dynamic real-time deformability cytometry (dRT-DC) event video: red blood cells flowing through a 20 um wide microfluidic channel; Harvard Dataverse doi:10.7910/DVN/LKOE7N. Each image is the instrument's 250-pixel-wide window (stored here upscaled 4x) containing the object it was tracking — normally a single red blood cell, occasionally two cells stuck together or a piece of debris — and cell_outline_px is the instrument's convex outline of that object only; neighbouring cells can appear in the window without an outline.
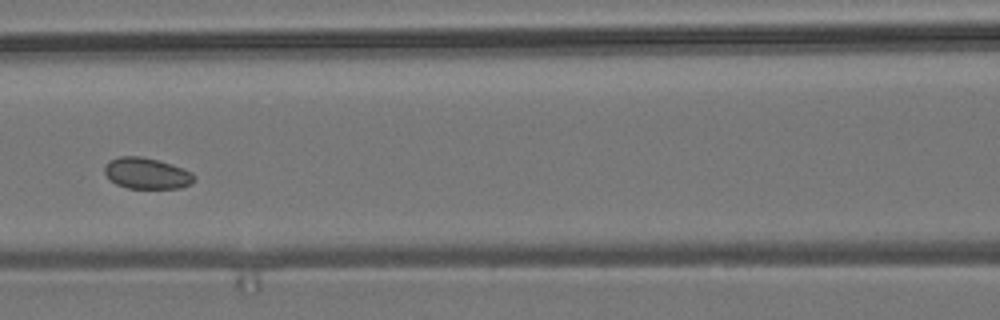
{"species": "common noctule bat (a hibernating species)", "species_latin": "Nyctalus noctula", "temperature_condition": "room temperature", "stored_images_in_passage": 9, "camera_frame_rate_fps": 3000, "um_per_image_px": 0.085, "animal": {"sex": "male", "body_mass_g": 19.2, "forearm_length_mm": 51.8}, "frame": {"image": 1, "passage_image": 6, "time_ms": 5.667, "image_size_px": [1000, 320], "cell_outline_px": [[196, 180], [192, 184], [180, 188], [128, 188], [116, 184], [104, 172], [104, 168], [108, 160], [120, 156], [140, 156], [160, 160], [184, 168], [192, 172], [196, 176]], "centroid_in_image_um": [12.52, 14.72], "position_along_channel_um": 154.1, "area_um2": 16.47}}
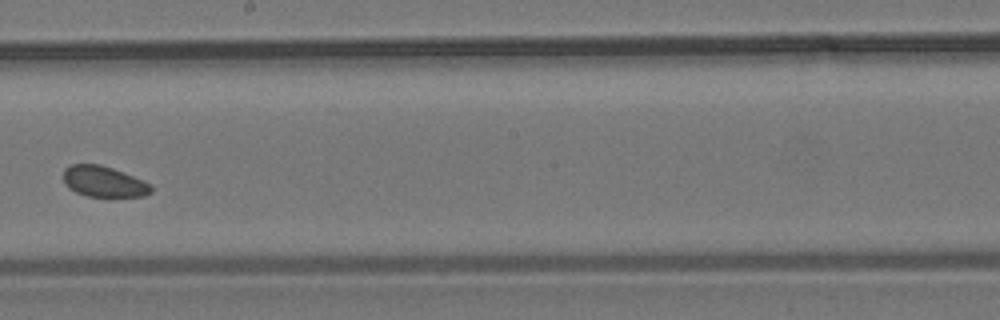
{"frame": {"image": 2, "passage_image": 8, "time_ms": 8.0, "image_size_px": [1000, 320], "cell_outline_px": [[152, 192], [144, 196], [88, 196], [76, 192], [68, 188], [64, 180], [64, 168], [72, 164], [100, 164], [112, 168], [144, 180], [152, 184]], "centroid_in_image_um": [8.84, 15.43], "position_along_channel_um": 239.4, "area_um2": 15.72}}
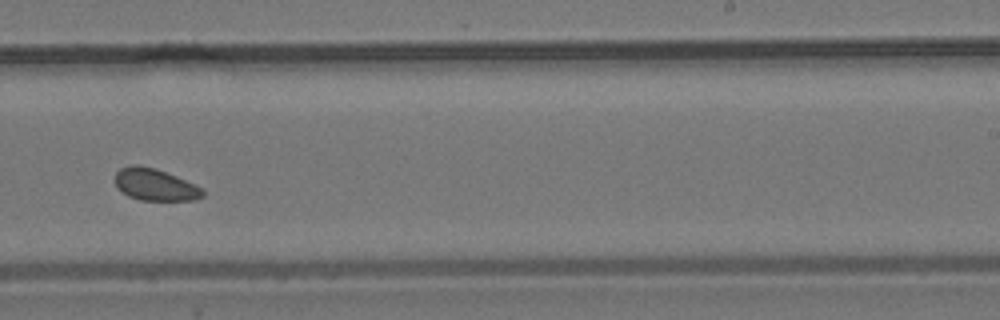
{"frame": {"image": 3, "passage_image": 9, "time_ms": 9.0, "image_size_px": [1000, 320], "cell_outline_px": [[204, 196], [196, 200], [140, 200], [128, 196], [116, 184], [116, 172], [120, 168], [132, 164], [136, 164], [156, 168], [176, 176], [204, 188]], "centroid_in_image_um": [13.22, 15.69], "position_along_channel_um": 275.8, "area_um2": 16.3}}